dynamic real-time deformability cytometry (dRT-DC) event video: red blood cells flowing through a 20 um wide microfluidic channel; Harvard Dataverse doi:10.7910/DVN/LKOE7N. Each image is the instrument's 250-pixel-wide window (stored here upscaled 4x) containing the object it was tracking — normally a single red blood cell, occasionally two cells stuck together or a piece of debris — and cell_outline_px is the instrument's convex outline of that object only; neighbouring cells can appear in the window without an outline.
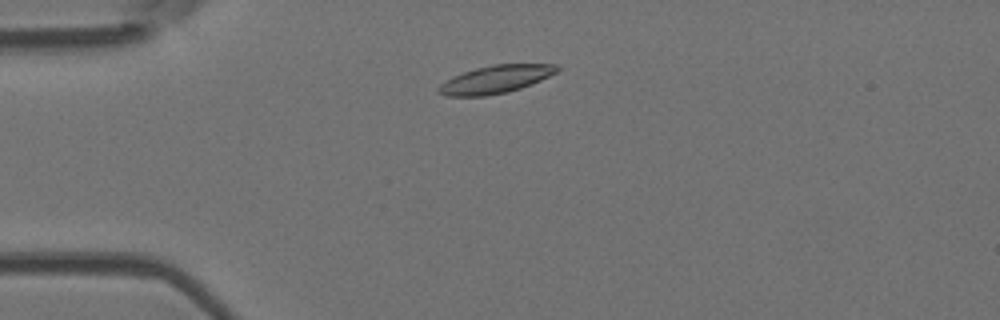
{"species": "Egyptian fruit bat (a non-hibernating species)", "species_latin": "Rousettus aegyptiacus", "temperature_condition": "room temperature", "stored_images_in_passage": 48, "camera_frame_rate_fps": 3000, "um_per_image_px": 0.085, "animal": {"sex": "female"}, "frame": {"image": 1, "passage_image": 7, "time_ms": 2.0, "image_size_px": [1000, 320], "cell_outline_px": [[560, 68], [556, 72], [532, 84], [508, 92], [484, 96], [444, 96], [436, 92], [436, 88], [440, 84], [452, 76], [476, 68], [492, 64], [560, 64]], "centroid_in_image_um": [42.09, 6.75], "position_along_channel_um": 42.9, "area_um2": 19.31}}
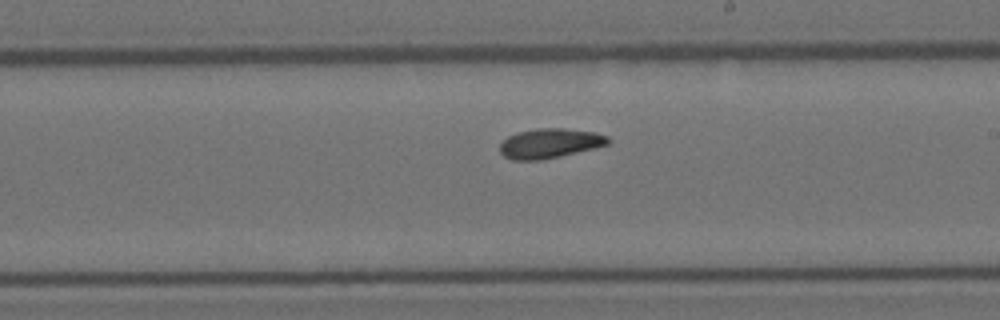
{"frame": {"image": 2, "passage_image": 25, "time_ms": 8.0, "image_size_px": [1000, 320], "cell_outline_px": [[612, 140], [608, 144], [560, 156], [540, 160], [512, 160], [504, 156], [500, 152], [500, 144], [508, 136], [516, 132], [536, 128], [564, 128], [592, 132], [608, 136]], "centroid_in_image_um": [46.7, 12.17], "position_along_channel_um": 242.3, "area_um2": 18.61}}
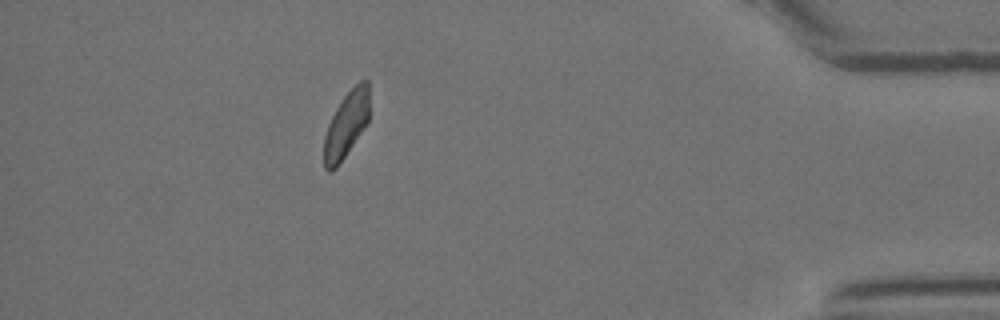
{"frame": {"image": 3, "passage_image": 42, "time_ms": 13.667, "image_size_px": [1000, 320], "cell_outline_px": [[368, 120], [336, 168], [332, 172], [328, 172], [324, 168], [324, 136], [328, 124], [336, 108], [344, 96], [360, 80], [368, 80]], "centroid_in_image_um": [29.4, 10.61], "position_along_channel_um": 405.8, "area_um2": 16.94}, "authors_computed_cell_mechanics": {"area_um2": 18.4671, "velocity_mm_per_s": 3.7434, "shape_relaxation_time_tau1_ms": 7.7275, "shape_relaxation_time_tau2_ms": 6.4254, "deformation_change_tau1": 0.1715, "deformation_change_tau2": 0.1289}}